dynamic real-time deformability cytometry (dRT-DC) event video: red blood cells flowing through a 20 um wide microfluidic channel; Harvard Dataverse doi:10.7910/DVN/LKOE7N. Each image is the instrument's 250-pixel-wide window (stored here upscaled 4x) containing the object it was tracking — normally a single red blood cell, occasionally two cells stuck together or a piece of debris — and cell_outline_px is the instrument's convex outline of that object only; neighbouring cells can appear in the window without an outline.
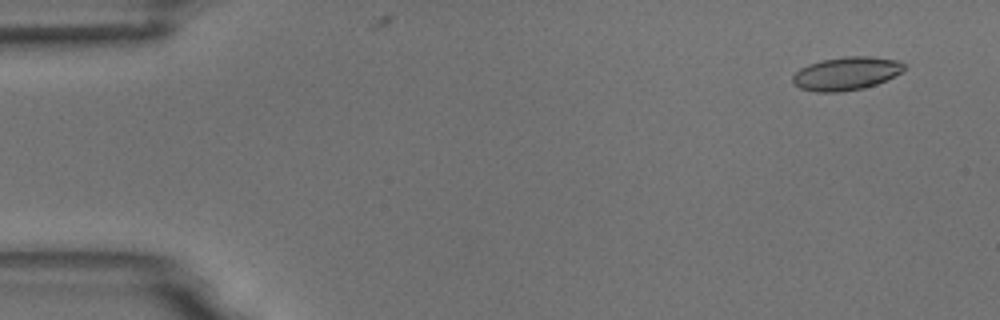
{"species": "common noctule bat (a hibernating species)", "species_latin": "Nyctalus noctula", "temperature_condition": "room temperature", "stored_images_in_passage": 14, "camera_frame_rate_fps": 3000, "um_per_image_px": 0.085, "animal": {"sex": "male", "body_mass_g": 18.8}, "frame": {"image": 1, "passage_image": 1, "time_ms": 0.0, "image_size_px": [1000, 320], "cell_outline_px": [[904, 68], [900, 72], [876, 84], [864, 88], [840, 92], [816, 92], [800, 88], [792, 80], [792, 76], [800, 68], [808, 64], [820, 60], [844, 56], [872, 56], [900, 60], [904, 64]], "centroid_in_image_um": [71.91, 6.23], "position_along_channel_um": 13.1, "area_um2": 21.56}}
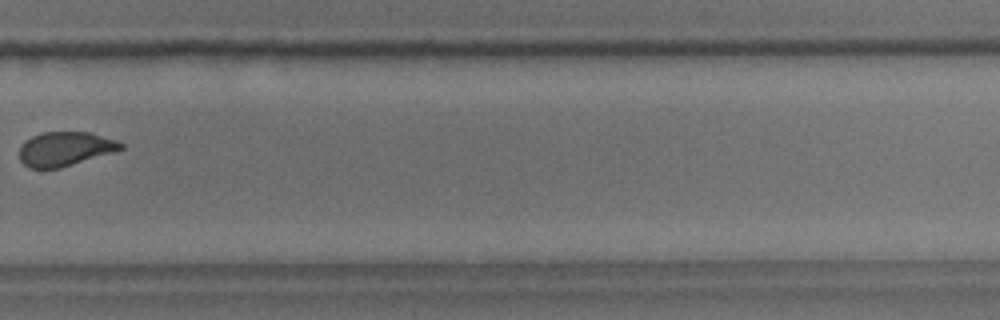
{"frame": {"image": 2, "passage_image": 10, "time_ms": 11.333, "image_size_px": [1000, 320], "cell_outline_px": [[124, 148], [112, 152], [60, 168], [28, 168], [20, 160], [20, 148], [32, 136], [40, 132], [88, 132], [116, 140], [124, 144]], "centroid_in_image_um": [5.52, 12.65], "position_along_channel_um": 324.3, "area_um2": 19.88}}
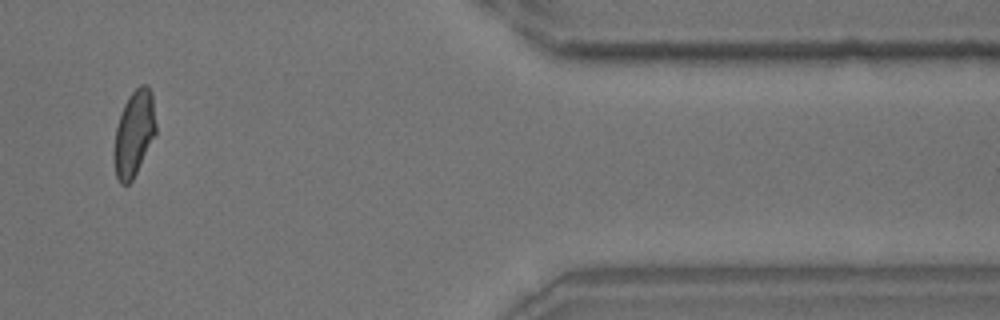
{"frame": {"image": 3, "passage_image": 12, "time_ms": 14.333, "image_size_px": [1000, 320], "cell_outline_px": [[156, 136], [132, 180], [128, 184], [120, 184], [116, 176], [112, 156], [116, 128], [124, 104], [128, 96], [140, 84], [144, 84], [152, 92], [156, 124]], "centroid_in_image_um": [11.39, 11.36], "position_along_channel_um": 400.0, "area_um2": 21.15}, "authors_computed_cell_mechanics": {"area_um2": 21.4727, "velocity_mm_per_s": 3.7588, "shape_relaxation_time_tau1_ms": null, "shape_relaxation_time_tau2_ms": 0.9043, "deformation_change_tau1": null, "deformation_change_tau2": 0.044}}